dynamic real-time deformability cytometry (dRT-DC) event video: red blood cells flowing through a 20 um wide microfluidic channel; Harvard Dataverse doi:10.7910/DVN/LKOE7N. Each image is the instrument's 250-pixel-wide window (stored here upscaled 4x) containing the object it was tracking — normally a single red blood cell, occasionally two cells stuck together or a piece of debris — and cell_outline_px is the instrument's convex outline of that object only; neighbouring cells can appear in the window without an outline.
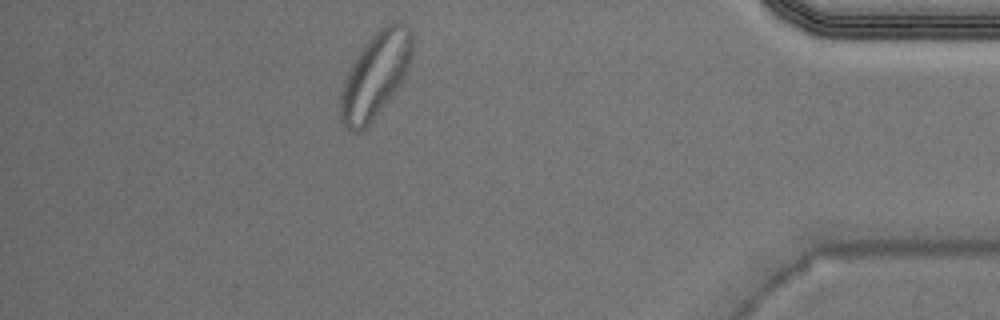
{"species": "Egyptian fruit bat (a non-hibernating species)", "species_latin": "Rousettus aegyptiacus", "temperature_condition": "warm", "stored_images_in_passage": 43, "camera_frame_rate_fps": 3000, "um_per_image_px": 0.085, "animal": {"sex": "male"}, "frame": {"image": 1, "passage_image": 37, "time_ms": 12.0, "image_size_px": [1000, 320], "cell_outline_px": [[412, 60], [404, 80], [392, 96], [372, 120], [360, 132], [352, 132], [344, 128], [340, 120], [340, 92], [344, 80], [352, 64], [368, 40], [384, 24], [404, 24], [412, 32]], "centroid_in_image_um": [31.91, 6.44], "position_along_channel_um": 403.3, "area_um2": 35.49}, "authors_computed_cell_mechanics": {"area_um2": 22.1374, "velocity_mm_per_s": 3.9549, "shape_relaxation_time_tau1_ms": null, "shape_relaxation_time_tau2_ms": 1.1041, "deformation_change_tau1": null, "deformation_change_tau2": 0.0605}}